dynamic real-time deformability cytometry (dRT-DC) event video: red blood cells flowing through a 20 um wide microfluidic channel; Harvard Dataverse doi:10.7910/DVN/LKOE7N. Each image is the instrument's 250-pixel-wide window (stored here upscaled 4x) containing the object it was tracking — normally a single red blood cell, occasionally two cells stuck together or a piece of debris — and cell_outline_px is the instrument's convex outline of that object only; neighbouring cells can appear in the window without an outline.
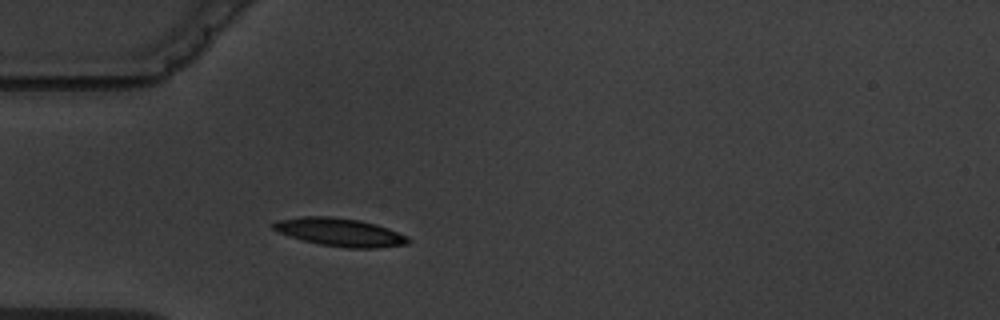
{"species": "common noctule bat (a hibernating species)", "species_latin": "Nyctalus noctula", "temperature_condition": "warm", "stored_images_in_passage": 2, "camera_frame_rate_fps": 3000, "um_per_image_px": 0.085, "animal": {"sex": "male", "body_mass_g": 19.5, "forearm_length_mm": 54.6}, "frame": {"image": 1, "passage_image": 2, "time_ms": 2.0, "image_size_px": [1000, 320], "cell_outline_px": [[412, 240], [408, 244], [376, 248], [348, 248], [320, 244], [304, 240], [280, 232], [272, 228], [272, 224], [276, 220], [304, 216], [332, 216], [360, 220], [376, 224], [388, 228], [408, 236]], "centroid_in_image_um": [28.95, 19.73], "position_along_channel_um": 56.1, "area_um2": 22.02}}